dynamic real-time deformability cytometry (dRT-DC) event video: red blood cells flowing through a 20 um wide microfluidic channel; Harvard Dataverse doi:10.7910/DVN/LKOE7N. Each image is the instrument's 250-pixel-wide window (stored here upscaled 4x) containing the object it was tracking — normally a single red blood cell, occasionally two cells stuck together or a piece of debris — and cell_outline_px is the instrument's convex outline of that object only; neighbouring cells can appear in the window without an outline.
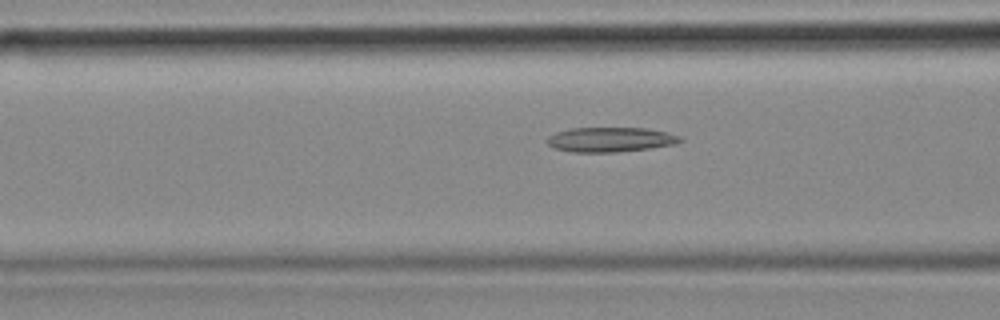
{"species": "common noctule bat (a hibernating species)", "species_latin": "Nyctalus noctula", "temperature_condition": "cold", "stored_images_in_passage": 39, "camera_frame_rate_fps": 3000, "um_per_image_px": 0.085, "animal": {"sex": "female", "body_mass_g": 18.4}, "frame": {"image": 1, "passage_image": 20, "time_ms": 6.333, "image_size_px": [1000, 320], "cell_outline_px": [[684, 140], [676, 144], [652, 148], [616, 152], [572, 152], [556, 148], [548, 144], [548, 136], [556, 132], [572, 128], [644, 128], [668, 132], [680, 136]], "centroid_in_image_um": [51.93, 11.86], "position_along_channel_um": 114.7, "area_um2": 19.13}}
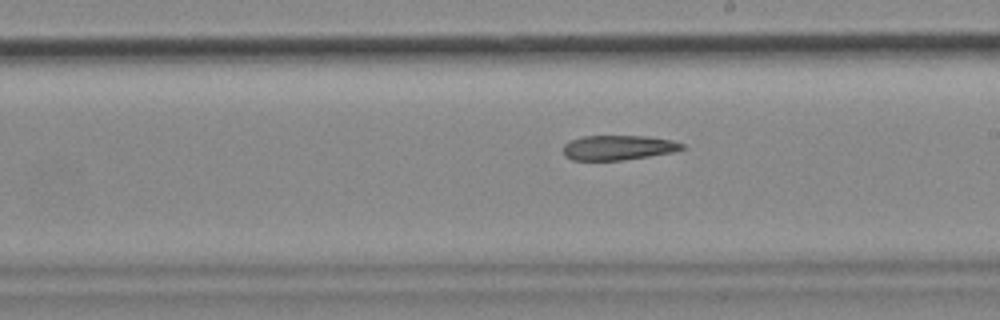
{"frame": {"image": 2, "passage_image": 30, "time_ms": 9.667, "image_size_px": [1000, 320], "cell_outline_px": [[688, 148], [672, 152], [648, 156], [620, 160], [572, 160], [564, 156], [564, 144], [572, 140], [584, 136], [644, 136], [672, 140], [684, 144]], "centroid_in_image_um": [52.57, 12.55], "position_along_channel_um": 236.4, "area_um2": 17.05}}
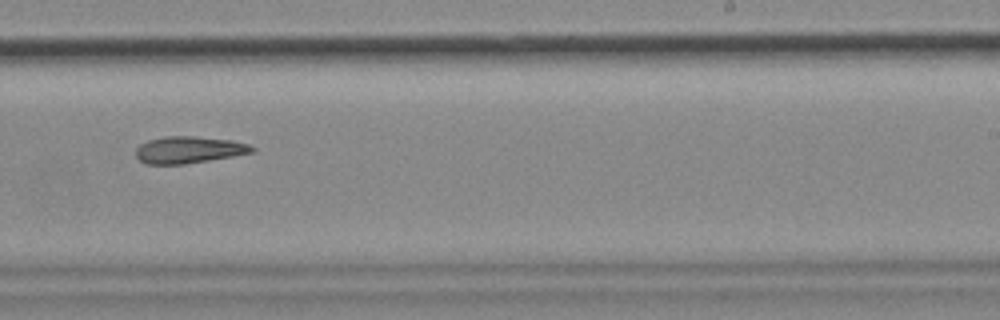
{"frame": {"image": 3, "passage_image": 33, "time_ms": 10.667, "image_size_px": [1000, 320], "cell_outline_px": [[256, 152], [184, 164], [148, 164], [140, 160], [136, 156], [136, 148], [140, 144], [148, 140], [164, 136], [192, 136], [232, 140], [248, 144], [256, 148]], "centroid_in_image_um": [16.06, 12.73], "position_along_channel_um": 272.9, "area_um2": 18.15}}